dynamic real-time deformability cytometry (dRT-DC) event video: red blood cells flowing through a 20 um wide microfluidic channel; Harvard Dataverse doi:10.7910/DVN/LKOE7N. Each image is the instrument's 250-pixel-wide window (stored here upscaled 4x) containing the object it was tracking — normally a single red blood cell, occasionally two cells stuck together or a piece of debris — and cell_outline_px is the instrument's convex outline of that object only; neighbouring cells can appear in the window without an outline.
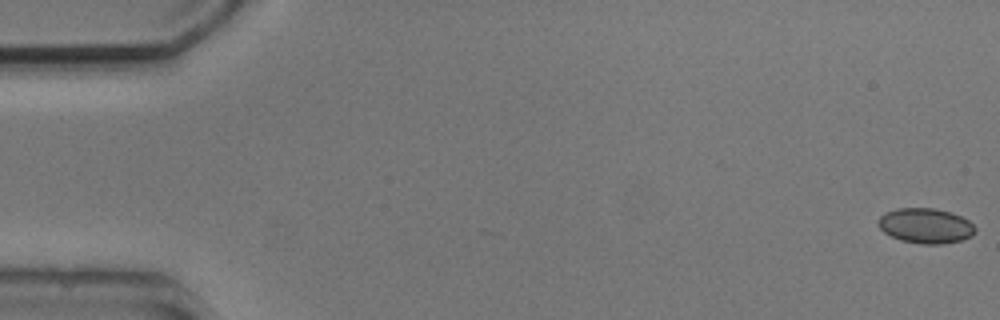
{"species": "common noctule bat (a hibernating species)", "species_latin": "Nyctalus noctula", "temperature_condition": "cold", "stored_images_in_passage": 2, "segment_of_instrument_passage": [2, 2], "camera_frame_rate_fps": 3000, "um_per_image_px": 0.085, "animal": {"sex": "male", "body_mass_g": 20.5, "forearm_length_mm": 52.5}, "frame": {"image": 1, "passage_image": 2, "time_ms": 1.667, "image_size_px": [1000, 320], "cell_outline_px": [[976, 232], [972, 236], [960, 240], [940, 244], [920, 244], [900, 240], [884, 232], [880, 228], [880, 216], [884, 212], [896, 208], [936, 208], [952, 212], [968, 220], [976, 228]], "centroid_in_image_um": [78.7, 19.18], "position_along_channel_um": 6.3, "area_um2": 19.83}}